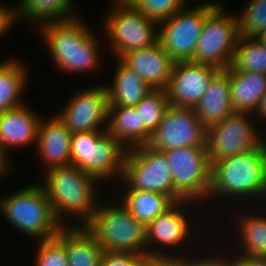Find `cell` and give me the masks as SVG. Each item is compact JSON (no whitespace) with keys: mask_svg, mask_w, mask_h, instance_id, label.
I'll return each instance as SVG.
<instances>
[{"mask_svg":"<svg viewBox=\"0 0 266 266\" xmlns=\"http://www.w3.org/2000/svg\"><path fill=\"white\" fill-rule=\"evenodd\" d=\"M43 174L45 179L40 185L45 190L56 218L64 226H72L71 221L69 224L63 223V217L75 215L79 218L73 226H83L100 203H96L95 193L96 182L100 183V180L73 165L52 168Z\"/></svg>","mask_w":266,"mask_h":266,"instance_id":"1","label":"cell"},{"mask_svg":"<svg viewBox=\"0 0 266 266\" xmlns=\"http://www.w3.org/2000/svg\"><path fill=\"white\" fill-rule=\"evenodd\" d=\"M40 28L41 37L60 70L90 73L101 64L100 43L78 16L67 21L46 23Z\"/></svg>","mask_w":266,"mask_h":266,"instance_id":"2","label":"cell"},{"mask_svg":"<svg viewBox=\"0 0 266 266\" xmlns=\"http://www.w3.org/2000/svg\"><path fill=\"white\" fill-rule=\"evenodd\" d=\"M247 196L252 200L266 198V141L255 150L212 165L209 198L234 197L239 201Z\"/></svg>","mask_w":266,"mask_h":266,"instance_id":"3","label":"cell"},{"mask_svg":"<svg viewBox=\"0 0 266 266\" xmlns=\"http://www.w3.org/2000/svg\"><path fill=\"white\" fill-rule=\"evenodd\" d=\"M118 205L99 203L91 218L83 225L84 228L104 252L147 254L146 225L137 220L121 202Z\"/></svg>","mask_w":266,"mask_h":266,"instance_id":"4","label":"cell"},{"mask_svg":"<svg viewBox=\"0 0 266 266\" xmlns=\"http://www.w3.org/2000/svg\"><path fill=\"white\" fill-rule=\"evenodd\" d=\"M12 194L0 199V211L5 220L23 234L37 241L47 240L56 237L64 227L39 183Z\"/></svg>","mask_w":266,"mask_h":266,"instance_id":"5","label":"cell"},{"mask_svg":"<svg viewBox=\"0 0 266 266\" xmlns=\"http://www.w3.org/2000/svg\"><path fill=\"white\" fill-rule=\"evenodd\" d=\"M127 149L106 130L71 134V165L101 181L122 179Z\"/></svg>","mask_w":266,"mask_h":266,"instance_id":"6","label":"cell"},{"mask_svg":"<svg viewBox=\"0 0 266 266\" xmlns=\"http://www.w3.org/2000/svg\"><path fill=\"white\" fill-rule=\"evenodd\" d=\"M223 7L220 2L206 1V20L190 62L220 70L231 65L240 32L237 15L226 14Z\"/></svg>","mask_w":266,"mask_h":266,"instance_id":"7","label":"cell"},{"mask_svg":"<svg viewBox=\"0 0 266 266\" xmlns=\"http://www.w3.org/2000/svg\"><path fill=\"white\" fill-rule=\"evenodd\" d=\"M162 152L172 173L174 202L191 201L189 204L192 205L193 201L208 200L212 166L207 147L174 148Z\"/></svg>","mask_w":266,"mask_h":266,"instance_id":"8","label":"cell"},{"mask_svg":"<svg viewBox=\"0 0 266 266\" xmlns=\"http://www.w3.org/2000/svg\"><path fill=\"white\" fill-rule=\"evenodd\" d=\"M105 17L109 49L116 59L123 54L153 46L158 42V24L133 6H114Z\"/></svg>","mask_w":266,"mask_h":266,"instance_id":"9","label":"cell"},{"mask_svg":"<svg viewBox=\"0 0 266 266\" xmlns=\"http://www.w3.org/2000/svg\"><path fill=\"white\" fill-rule=\"evenodd\" d=\"M130 189L155 192L174 201V186L170 166L163 152L148 145L127 149L121 179Z\"/></svg>","mask_w":266,"mask_h":266,"instance_id":"10","label":"cell"},{"mask_svg":"<svg viewBox=\"0 0 266 266\" xmlns=\"http://www.w3.org/2000/svg\"><path fill=\"white\" fill-rule=\"evenodd\" d=\"M252 114L234 113L207 129L206 146L211 166L224 158L260 147L265 141L258 134Z\"/></svg>","mask_w":266,"mask_h":266,"instance_id":"11","label":"cell"},{"mask_svg":"<svg viewBox=\"0 0 266 266\" xmlns=\"http://www.w3.org/2000/svg\"><path fill=\"white\" fill-rule=\"evenodd\" d=\"M206 20V2L158 24V41L174 62L191 61Z\"/></svg>","mask_w":266,"mask_h":266,"instance_id":"12","label":"cell"},{"mask_svg":"<svg viewBox=\"0 0 266 266\" xmlns=\"http://www.w3.org/2000/svg\"><path fill=\"white\" fill-rule=\"evenodd\" d=\"M207 128L194 108L169 106L148 143L152 149L166 151L183 147H207Z\"/></svg>","mask_w":266,"mask_h":266,"instance_id":"13","label":"cell"},{"mask_svg":"<svg viewBox=\"0 0 266 266\" xmlns=\"http://www.w3.org/2000/svg\"><path fill=\"white\" fill-rule=\"evenodd\" d=\"M108 110V91L102 84L81 90L55 115L71 133H82L107 130Z\"/></svg>","mask_w":266,"mask_h":266,"instance_id":"14","label":"cell"},{"mask_svg":"<svg viewBox=\"0 0 266 266\" xmlns=\"http://www.w3.org/2000/svg\"><path fill=\"white\" fill-rule=\"evenodd\" d=\"M217 67L193 62H174L165 88L170 106L194 108L206 92Z\"/></svg>","mask_w":266,"mask_h":266,"instance_id":"15","label":"cell"},{"mask_svg":"<svg viewBox=\"0 0 266 266\" xmlns=\"http://www.w3.org/2000/svg\"><path fill=\"white\" fill-rule=\"evenodd\" d=\"M188 203L189 201L175 202L168 210L158 215L146 226L147 254H171L165 251L169 250L171 247L172 251L173 248H178L182 243L184 245V242L188 241L187 239L190 238L189 236L193 234L190 229L192 224L188 219L189 217L186 215L187 210H184L186 205L185 208H188ZM161 247L167 249L160 251Z\"/></svg>","mask_w":266,"mask_h":266,"instance_id":"16","label":"cell"},{"mask_svg":"<svg viewBox=\"0 0 266 266\" xmlns=\"http://www.w3.org/2000/svg\"><path fill=\"white\" fill-rule=\"evenodd\" d=\"M42 117L26 104L0 113V154L8 161L11 148L35 144Z\"/></svg>","mask_w":266,"mask_h":266,"instance_id":"17","label":"cell"},{"mask_svg":"<svg viewBox=\"0 0 266 266\" xmlns=\"http://www.w3.org/2000/svg\"><path fill=\"white\" fill-rule=\"evenodd\" d=\"M119 59L152 89L166 88L174 65L159 41L153 46L127 52Z\"/></svg>","mask_w":266,"mask_h":266,"instance_id":"18","label":"cell"},{"mask_svg":"<svg viewBox=\"0 0 266 266\" xmlns=\"http://www.w3.org/2000/svg\"><path fill=\"white\" fill-rule=\"evenodd\" d=\"M71 134L56 115L48 121L42 118L36 145L40 161L46 167L44 171L71 165Z\"/></svg>","mask_w":266,"mask_h":266,"instance_id":"19","label":"cell"},{"mask_svg":"<svg viewBox=\"0 0 266 266\" xmlns=\"http://www.w3.org/2000/svg\"><path fill=\"white\" fill-rule=\"evenodd\" d=\"M194 109L207 129L235 113L231 105L229 74L225 70H220L212 78Z\"/></svg>","mask_w":266,"mask_h":266,"instance_id":"20","label":"cell"},{"mask_svg":"<svg viewBox=\"0 0 266 266\" xmlns=\"http://www.w3.org/2000/svg\"><path fill=\"white\" fill-rule=\"evenodd\" d=\"M107 133L126 149L148 145L152 133L141 124L140 112L131 106H109Z\"/></svg>","mask_w":266,"mask_h":266,"instance_id":"21","label":"cell"},{"mask_svg":"<svg viewBox=\"0 0 266 266\" xmlns=\"http://www.w3.org/2000/svg\"><path fill=\"white\" fill-rule=\"evenodd\" d=\"M56 238L65 246L68 266H101L103 248L84 226H64Z\"/></svg>","mask_w":266,"mask_h":266,"instance_id":"22","label":"cell"},{"mask_svg":"<svg viewBox=\"0 0 266 266\" xmlns=\"http://www.w3.org/2000/svg\"><path fill=\"white\" fill-rule=\"evenodd\" d=\"M229 74L231 105L235 113L254 114L266 92V74L226 71Z\"/></svg>","mask_w":266,"mask_h":266,"instance_id":"23","label":"cell"},{"mask_svg":"<svg viewBox=\"0 0 266 266\" xmlns=\"http://www.w3.org/2000/svg\"><path fill=\"white\" fill-rule=\"evenodd\" d=\"M117 60L113 83L106 84L109 106L135 107L153 89L134 70Z\"/></svg>","mask_w":266,"mask_h":266,"instance_id":"24","label":"cell"},{"mask_svg":"<svg viewBox=\"0 0 266 266\" xmlns=\"http://www.w3.org/2000/svg\"><path fill=\"white\" fill-rule=\"evenodd\" d=\"M16 5L12 7L13 21L23 17L31 22H40L42 26L77 18L73 0H20Z\"/></svg>","mask_w":266,"mask_h":266,"instance_id":"25","label":"cell"},{"mask_svg":"<svg viewBox=\"0 0 266 266\" xmlns=\"http://www.w3.org/2000/svg\"><path fill=\"white\" fill-rule=\"evenodd\" d=\"M18 60H5L0 63V113L25 104L23 91L28 84V73Z\"/></svg>","mask_w":266,"mask_h":266,"instance_id":"26","label":"cell"},{"mask_svg":"<svg viewBox=\"0 0 266 266\" xmlns=\"http://www.w3.org/2000/svg\"><path fill=\"white\" fill-rule=\"evenodd\" d=\"M122 204L146 226L158 215L168 210L175 202L167 195L130 189L127 185Z\"/></svg>","mask_w":266,"mask_h":266,"instance_id":"27","label":"cell"},{"mask_svg":"<svg viewBox=\"0 0 266 266\" xmlns=\"http://www.w3.org/2000/svg\"><path fill=\"white\" fill-rule=\"evenodd\" d=\"M239 215V217L237 216L238 220L236 219L234 222L237 223L236 229L240 234L238 239H240L241 246L238 247L240 249L238 253L266 257V217L263 216V213L262 216L246 213Z\"/></svg>","mask_w":266,"mask_h":266,"instance_id":"28","label":"cell"},{"mask_svg":"<svg viewBox=\"0 0 266 266\" xmlns=\"http://www.w3.org/2000/svg\"><path fill=\"white\" fill-rule=\"evenodd\" d=\"M225 71L266 74V48L255 39L240 36L231 65Z\"/></svg>","mask_w":266,"mask_h":266,"instance_id":"29","label":"cell"},{"mask_svg":"<svg viewBox=\"0 0 266 266\" xmlns=\"http://www.w3.org/2000/svg\"><path fill=\"white\" fill-rule=\"evenodd\" d=\"M169 106L166 90L153 89L135 108L140 112L141 124H145V127L153 133Z\"/></svg>","mask_w":266,"mask_h":266,"instance_id":"30","label":"cell"},{"mask_svg":"<svg viewBox=\"0 0 266 266\" xmlns=\"http://www.w3.org/2000/svg\"><path fill=\"white\" fill-rule=\"evenodd\" d=\"M238 18L241 37L255 39L266 32V0H250Z\"/></svg>","mask_w":266,"mask_h":266,"instance_id":"31","label":"cell"},{"mask_svg":"<svg viewBox=\"0 0 266 266\" xmlns=\"http://www.w3.org/2000/svg\"><path fill=\"white\" fill-rule=\"evenodd\" d=\"M188 0H138L133 6L157 24L172 17L177 11L187 7Z\"/></svg>","mask_w":266,"mask_h":266,"instance_id":"32","label":"cell"},{"mask_svg":"<svg viewBox=\"0 0 266 266\" xmlns=\"http://www.w3.org/2000/svg\"><path fill=\"white\" fill-rule=\"evenodd\" d=\"M37 245L35 266H68L65 246L56 237L41 240Z\"/></svg>","mask_w":266,"mask_h":266,"instance_id":"33","label":"cell"},{"mask_svg":"<svg viewBox=\"0 0 266 266\" xmlns=\"http://www.w3.org/2000/svg\"><path fill=\"white\" fill-rule=\"evenodd\" d=\"M175 255V256H174ZM186 255L144 254V266H186Z\"/></svg>","mask_w":266,"mask_h":266,"instance_id":"34","label":"cell"},{"mask_svg":"<svg viewBox=\"0 0 266 266\" xmlns=\"http://www.w3.org/2000/svg\"><path fill=\"white\" fill-rule=\"evenodd\" d=\"M139 254L133 252L106 251L101 259V266H129Z\"/></svg>","mask_w":266,"mask_h":266,"instance_id":"35","label":"cell"},{"mask_svg":"<svg viewBox=\"0 0 266 266\" xmlns=\"http://www.w3.org/2000/svg\"><path fill=\"white\" fill-rule=\"evenodd\" d=\"M190 256V258H188ZM187 256L186 266H229L227 255H214L208 256L205 255L204 257L198 256L197 259L191 258V255ZM221 258H220V257Z\"/></svg>","mask_w":266,"mask_h":266,"instance_id":"36","label":"cell"},{"mask_svg":"<svg viewBox=\"0 0 266 266\" xmlns=\"http://www.w3.org/2000/svg\"><path fill=\"white\" fill-rule=\"evenodd\" d=\"M228 263L229 266H266V257L240 255L238 253L234 256L233 253L232 257L228 255Z\"/></svg>","mask_w":266,"mask_h":266,"instance_id":"37","label":"cell"},{"mask_svg":"<svg viewBox=\"0 0 266 266\" xmlns=\"http://www.w3.org/2000/svg\"><path fill=\"white\" fill-rule=\"evenodd\" d=\"M12 7L0 4V37L4 36L12 28L11 26L15 24Z\"/></svg>","mask_w":266,"mask_h":266,"instance_id":"38","label":"cell"},{"mask_svg":"<svg viewBox=\"0 0 266 266\" xmlns=\"http://www.w3.org/2000/svg\"><path fill=\"white\" fill-rule=\"evenodd\" d=\"M254 114L256 115L253 116L254 119L259 118L260 120L263 119V121L266 119V92L263 94L258 108L256 109Z\"/></svg>","mask_w":266,"mask_h":266,"instance_id":"39","label":"cell"},{"mask_svg":"<svg viewBox=\"0 0 266 266\" xmlns=\"http://www.w3.org/2000/svg\"><path fill=\"white\" fill-rule=\"evenodd\" d=\"M10 163L0 154V176L7 174L11 168Z\"/></svg>","mask_w":266,"mask_h":266,"instance_id":"40","label":"cell"},{"mask_svg":"<svg viewBox=\"0 0 266 266\" xmlns=\"http://www.w3.org/2000/svg\"><path fill=\"white\" fill-rule=\"evenodd\" d=\"M115 6H134L138 0H112Z\"/></svg>","mask_w":266,"mask_h":266,"instance_id":"41","label":"cell"},{"mask_svg":"<svg viewBox=\"0 0 266 266\" xmlns=\"http://www.w3.org/2000/svg\"><path fill=\"white\" fill-rule=\"evenodd\" d=\"M129 266H144V254L138 255Z\"/></svg>","mask_w":266,"mask_h":266,"instance_id":"42","label":"cell"},{"mask_svg":"<svg viewBox=\"0 0 266 266\" xmlns=\"http://www.w3.org/2000/svg\"><path fill=\"white\" fill-rule=\"evenodd\" d=\"M255 40H256L260 45H262L263 47L266 48V32L260 34L259 36H257V37L255 38Z\"/></svg>","mask_w":266,"mask_h":266,"instance_id":"43","label":"cell"}]
</instances>
